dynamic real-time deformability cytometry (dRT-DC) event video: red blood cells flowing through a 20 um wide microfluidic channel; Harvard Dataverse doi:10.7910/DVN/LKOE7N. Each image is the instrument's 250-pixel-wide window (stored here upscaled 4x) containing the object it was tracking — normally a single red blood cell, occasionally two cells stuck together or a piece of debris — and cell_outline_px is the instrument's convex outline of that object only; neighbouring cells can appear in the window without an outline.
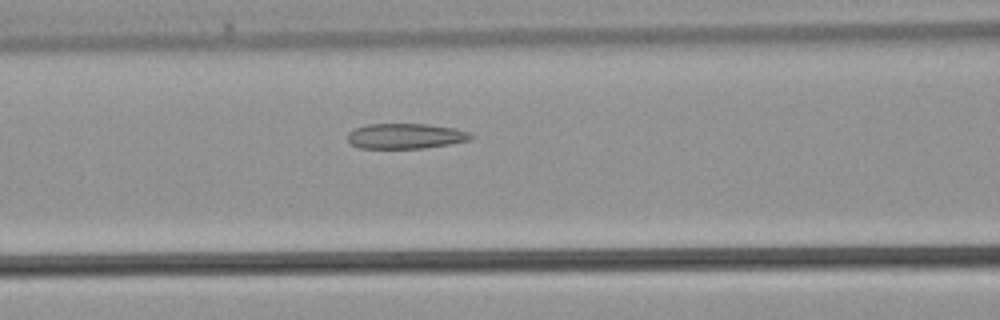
{"species": "common noctule bat (a hibernating species)", "species_latin": "Nyctalus noctula", "temperature_condition": "warm", "stored_images_in_passage": 29, "camera_frame_rate_fps": 3000, "um_per_image_px": 0.085, "animal": {"sex": "male", "body_mass_g": 21.5, "forearm_length_mm": 52.0}, "frame": {"image": 1, "passage_image": 9, "time_ms": 2.667, "image_size_px": [1000, 320], "cell_outline_px": [[472, 136], [468, 140], [448, 144], [424, 148], [360, 148], [352, 144], [348, 140], [348, 132], [364, 124], [428, 124], [456, 128], [468, 132]], "centroid_in_image_um": [34.44, 11.56], "position_along_channel_um": 132.2, "area_um2": 18.03}}
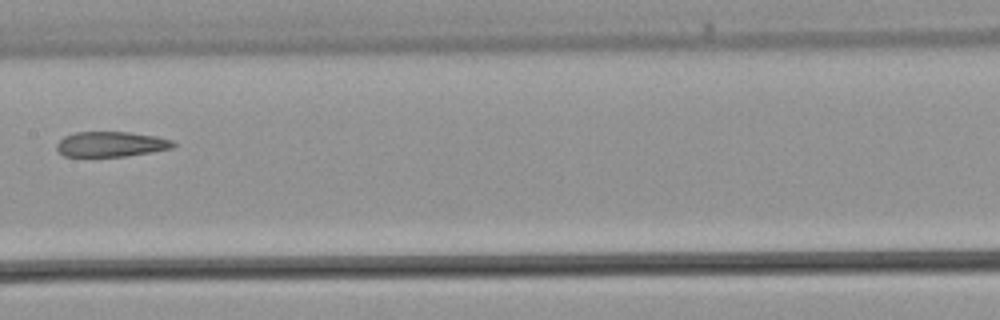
{"frame": {"image": 2, "passage_image": 13, "time_ms": 4.0, "image_size_px": [1000, 320], "cell_outline_px": [[176, 144], [172, 148], [124, 156], [64, 156], [56, 148], [56, 144], [64, 136], [76, 132], [128, 132], [156, 136], [172, 140]], "centroid_in_image_um": [9.42, 12.24], "position_along_channel_um": 198.0, "area_um2": 16.88}}
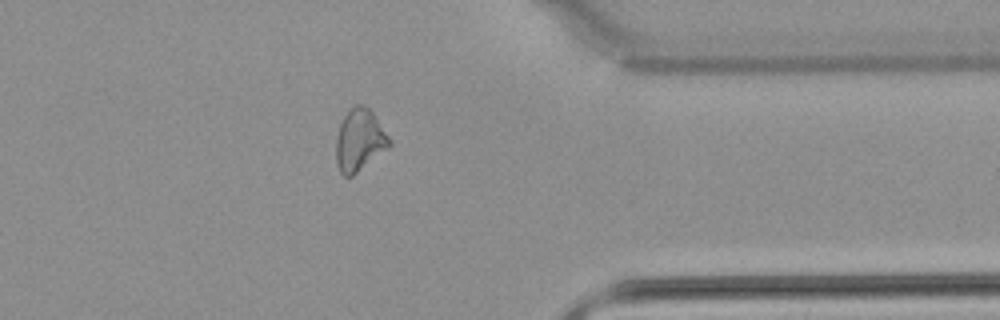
{"frame": {"image": 3, "passage_image": 25, "time_ms": 8.0, "image_size_px": [1000, 320], "cell_outline_px": [[392, 144], [388, 148], [352, 176], [344, 176], [340, 172], [336, 160], [336, 140], [340, 124], [348, 108], [356, 104], [364, 104], [372, 112], [388, 136]], "centroid_in_image_um": [30.54, 11.9], "position_along_channel_um": 380.9, "area_um2": 19.07}}